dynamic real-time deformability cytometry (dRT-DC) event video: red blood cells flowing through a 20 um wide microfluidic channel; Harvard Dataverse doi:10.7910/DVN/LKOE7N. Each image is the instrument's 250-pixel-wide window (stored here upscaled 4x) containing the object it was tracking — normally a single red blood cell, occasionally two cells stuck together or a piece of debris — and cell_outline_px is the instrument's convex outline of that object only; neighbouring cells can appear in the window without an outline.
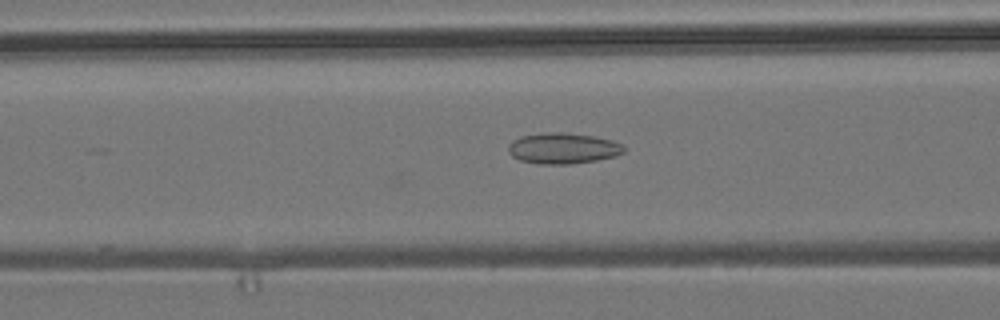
{"species": "common noctule bat (a hibernating species)", "species_latin": "Nyctalus noctula", "temperature_condition": "room temperature", "stored_images_in_passage": 33, "camera_frame_rate_fps": 3000, "um_per_image_px": 0.085, "animal": {"sex": "male", "body_mass_g": 19.2, "forearm_length_mm": 51.8}, "frame": {"image": 1, "passage_image": 6, "time_ms": 1.667, "image_size_px": [1000, 320], "cell_outline_px": [[624, 152], [616, 156], [596, 160], [572, 164], [536, 164], [520, 160], [512, 156], [508, 152], [508, 144], [512, 140], [520, 136], [544, 132], [564, 132], [592, 136], [612, 140], [620, 144], [624, 148]], "centroid_in_image_um": [47.8, 12.61], "position_along_channel_um": 118.8, "area_um2": 20.92}}
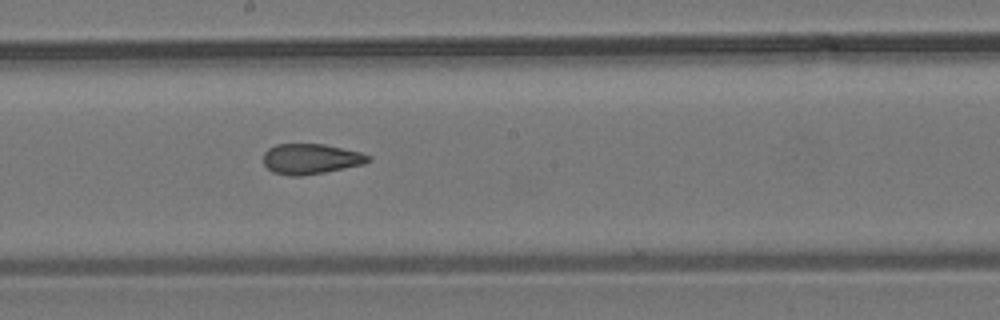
{"frame": {"image": 2, "passage_image": 14, "time_ms": 4.333, "image_size_px": [1000, 320], "cell_outline_px": [[372, 160], [364, 164], [324, 172], [300, 176], [288, 176], [272, 172], [264, 164], [264, 152], [268, 148], [276, 144], [324, 144], [360, 152], [372, 156]], "centroid_in_image_um": [26.42, 13.5], "position_along_channel_um": 221.8, "area_um2": 18.61}}
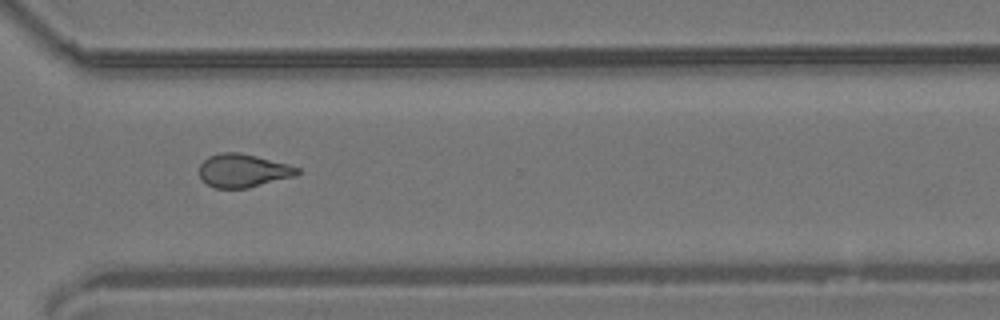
{"frame": {"image": 3, "passage_image": 24, "time_ms": 7.667, "image_size_px": [1000, 320], "cell_outline_px": [[300, 172], [296, 176], [248, 188], [216, 188], [208, 184], [200, 176], [200, 164], [208, 156], [220, 152], [240, 152], [288, 164], [300, 168]], "centroid_in_image_um": [20.68, 14.49], "position_along_channel_um": 349.9, "area_um2": 19.02}, "authors_computed_cell_mechanics": {"area_um2": 19.0162, "velocity_mm_per_s": 3.858, "shape_relaxation_time_tau1_ms": null, "shape_relaxation_time_tau2_ms": 2.0305, "deformation_change_tau1": null, "deformation_change_tau2": 0.0975}}